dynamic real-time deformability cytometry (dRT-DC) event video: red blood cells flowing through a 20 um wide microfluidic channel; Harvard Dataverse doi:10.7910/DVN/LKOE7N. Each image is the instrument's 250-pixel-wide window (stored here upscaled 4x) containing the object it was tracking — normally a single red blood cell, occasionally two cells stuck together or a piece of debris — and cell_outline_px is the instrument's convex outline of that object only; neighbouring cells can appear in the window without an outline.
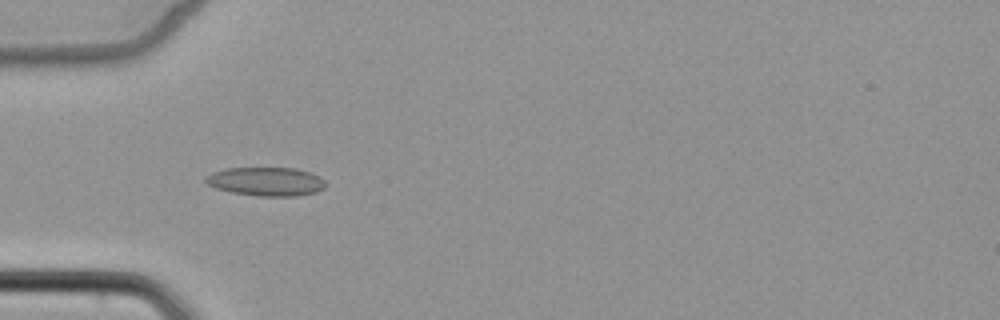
{"species": "common noctule bat (a hibernating species)", "species_latin": "Nyctalus noctula", "temperature_condition": "cold", "stored_images_in_passage": 7, "camera_frame_rate_fps": 3000, "um_per_image_px": 0.085, "animal": {"sex": "female", "body_mass_g": 22.7, "forearm_length_mm": 54.2}, "frame": {"image": 1, "passage_image": 5, "time_ms": 5.333, "image_size_px": [1000, 320], "cell_outline_px": [[324, 188], [316, 192], [296, 196], [256, 196], [232, 192], [216, 188], [208, 184], [204, 180], [212, 172], [228, 168], [296, 168], [320, 176], [324, 180]], "centroid_in_image_um": [22.63, 15.43], "position_along_channel_um": 62.4, "area_um2": 19.94}}
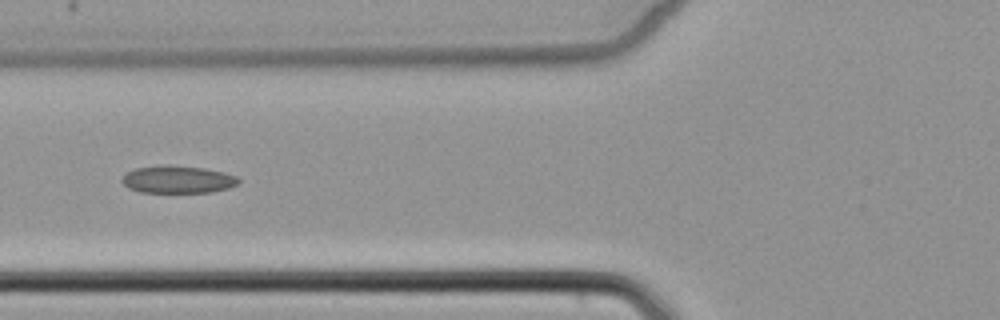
{"frame": {"image": 2, "passage_image": 6, "time_ms": 6.667, "image_size_px": [1000, 320], "cell_outline_px": [[240, 180], [236, 184], [228, 188], [212, 192], [140, 192], [128, 188], [120, 180], [124, 172], [136, 168], [164, 164], [168, 164], [204, 168], [224, 172], [236, 176]], "centroid_in_image_um": [15.06, 15.24], "position_along_channel_um": 110.7, "area_um2": 18.84}}
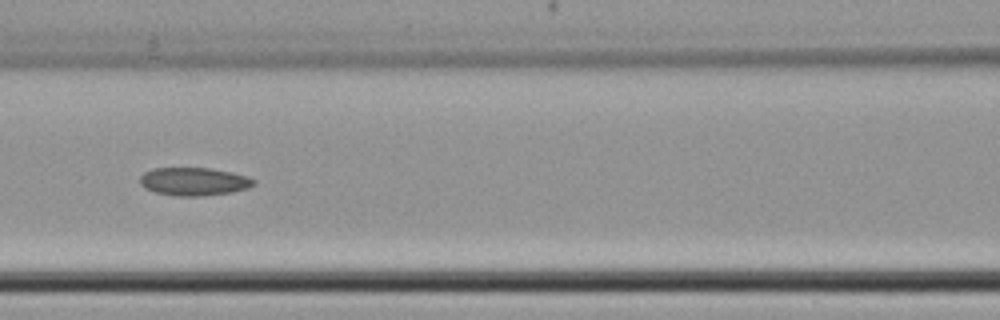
{"frame": {"image": 3, "passage_image": 7, "time_ms": 7.667, "image_size_px": [1000, 320], "cell_outline_px": [[256, 184], [248, 188], [232, 192], [200, 196], [180, 196], [156, 192], [144, 188], [140, 184], [140, 176], [144, 172], [152, 168], [212, 168], [232, 172], [248, 176], [256, 180]], "centroid_in_image_um": [16.5, 15.42], "position_along_channel_um": 150.1, "area_um2": 18.73}}